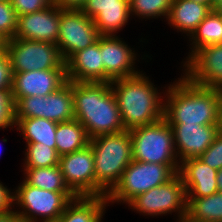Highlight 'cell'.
Returning <instances> with one entry per match:
<instances>
[{
	"label": "cell",
	"instance_id": "1",
	"mask_svg": "<svg viewBox=\"0 0 222 222\" xmlns=\"http://www.w3.org/2000/svg\"><path fill=\"white\" fill-rule=\"evenodd\" d=\"M74 118L89 139L125 131L114 92L108 82H72Z\"/></svg>",
	"mask_w": 222,
	"mask_h": 222
},
{
	"label": "cell",
	"instance_id": "2",
	"mask_svg": "<svg viewBox=\"0 0 222 222\" xmlns=\"http://www.w3.org/2000/svg\"><path fill=\"white\" fill-rule=\"evenodd\" d=\"M165 93L164 119L168 124L218 125L219 89L196 85L183 75Z\"/></svg>",
	"mask_w": 222,
	"mask_h": 222
},
{
	"label": "cell",
	"instance_id": "3",
	"mask_svg": "<svg viewBox=\"0 0 222 222\" xmlns=\"http://www.w3.org/2000/svg\"><path fill=\"white\" fill-rule=\"evenodd\" d=\"M126 131L150 125L164 118V101L157 87L142 71L110 82Z\"/></svg>",
	"mask_w": 222,
	"mask_h": 222
},
{
	"label": "cell",
	"instance_id": "4",
	"mask_svg": "<svg viewBox=\"0 0 222 222\" xmlns=\"http://www.w3.org/2000/svg\"><path fill=\"white\" fill-rule=\"evenodd\" d=\"M89 145L94 155L96 196H107L133 160L130 132L100 135L90 139Z\"/></svg>",
	"mask_w": 222,
	"mask_h": 222
},
{
	"label": "cell",
	"instance_id": "5",
	"mask_svg": "<svg viewBox=\"0 0 222 222\" xmlns=\"http://www.w3.org/2000/svg\"><path fill=\"white\" fill-rule=\"evenodd\" d=\"M129 132L133 160L168 165L175 173H179L180 162L174 146L173 131L164 118Z\"/></svg>",
	"mask_w": 222,
	"mask_h": 222
},
{
	"label": "cell",
	"instance_id": "6",
	"mask_svg": "<svg viewBox=\"0 0 222 222\" xmlns=\"http://www.w3.org/2000/svg\"><path fill=\"white\" fill-rule=\"evenodd\" d=\"M13 192V204L18 205L16 213L24 222L57 221L67 205L77 196L73 192H55L28 184L24 179ZM39 216V218H38Z\"/></svg>",
	"mask_w": 222,
	"mask_h": 222
},
{
	"label": "cell",
	"instance_id": "7",
	"mask_svg": "<svg viewBox=\"0 0 222 222\" xmlns=\"http://www.w3.org/2000/svg\"><path fill=\"white\" fill-rule=\"evenodd\" d=\"M175 174L168 165L132 160L120 181L107 195L108 204H128L137 195L166 183Z\"/></svg>",
	"mask_w": 222,
	"mask_h": 222
},
{
	"label": "cell",
	"instance_id": "8",
	"mask_svg": "<svg viewBox=\"0 0 222 222\" xmlns=\"http://www.w3.org/2000/svg\"><path fill=\"white\" fill-rule=\"evenodd\" d=\"M128 207L150 216H160L176 212L178 219L187 214V193L179 173L166 183L137 195ZM132 207V208H131Z\"/></svg>",
	"mask_w": 222,
	"mask_h": 222
},
{
	"label": "cell",
	"instance_id": "9",
	"mask_svg": "<svg viewBox=\"0 0 222 222\" xmlns=\"http://www.w3.org/2000/svg\"><path fill=\"white\" fill-rule=\"evenodd\" d=\"M12 72L66 69L58 46L49 42L11 38L6 40Z\"/></svg>",
	"mask_w": 222,
	"mask_h": 222
},
{
	"label": "cell",
	"instance_id": "10",
	"mask_svg": "<svg viewBox=\"0 0 222 222\" xmlns=\"http://www.w3.org/2000/svg\"><path fill=\"white\" fill-rule=\"evenodd\" d=\"M14 118H45L56 123L74 119L72 82L47 96H28L14 103Z\"/></svg>",
	"mask_w": 222,
	"mask_h": 222
},
{
	"label": "cell",
	"instance_id": "11",
	"mask_svg": "<svg viewBox=\"0 0 222 222\" xmlns=\"http://www.w3.org/2000/svg\"><path fill=\"white\" fill-rule=\"evenodd\" d=\"M100 36L93 19L81 10L60 8V28L56 45L64 62L76 52L97 42Z\"/></svg>",
	"mask_w": 222,
	"mask_h": 222
},
{
	"label": "cell",
	"instance_id": "12",
	"mask_svg": "<svg viewBox=\"0 0 222 222\" xmlns=\"http://www.w3.org/2000/svg\"><path fill=\"white\" fill-rule=\"evenodd\" d=\"M58 165L64 181L76 196H96L94 155L90 145L60 156Z\"/></svg>",
	"mask_w": 222,
	"mask_h": 222
},
{
	"label": "cell",
	"instance_id": "13",
	"mask_svg": "<svg viewBox=\"0 0 222 222\" xmlns=\"http://www.w3.org/2000/svg\"><path fill=\"white\" fill-rule=\"evenodd\" d=\"M184 76L192 83L222 88V44H212L199 49L184 65Z\"/></svg>",
	"mask_w": 222,
	"mask_h": 222
},
{
	"label": "cell",
	"instance_id": "14",
	"mask_svg": "<svg viewBox=\"0 0 222 222\" xmlns=\"http://www.w3.org/2000/svg\"><path fill=\"white\" fill-rule=\"evenodd\" d=\"M66 69L12 72L13 103L28 96H47L67 82Z\"/></svg>",
	"mask_w": 222,
	"mask_h": 222
},
{
	"label": "cell",
	"instance_id": "15",
	"mask_svg": "<svg viewBox=\"0 0 222 222\" xmlns=\"http://www.w3.org/2000/svg\"><path fill=\"white\" fill-rule=\"evenodd\" d=\"M116 35L100 36V53L104 65V82L110 83L117 78L131 77L140 73L134 64L137 59L135 50Z\"/></svg>",
	"mask_w": 222,
	"mask_h": 222
},
{
	"label": "cell",
	"instance_id": "16",
	"mask_svg": "<svg viewBox=\"0 0 222 222\" xmlns=\"http://www.w3.org/2000/svg\"><path fill=\"white\" fill-rule=\"evenodd\" d=\"M59 28L60 8L53 3L46 9L18 16L14 38L56 44Z\"/></svg>",
	"mask_w": 222,
	"mask_h": 222
},
{
	"label": "cell",
	"instance_id": "17",
	"mask_svg": "<svg viewBox=\"0 0 222 222\" xmlns=\"http://www.w3.org/2000/svg\"><path fill=\"white\" fill-rule=\"evenodd\" d=\"M80 10L93 19L101 36L116 35L131 16L129 0H86Z\"/></svg>",
	"mask_w": 222,
	"mask_h": 222
},
{
	"label": "cell",
	"instance_id": "18",
	"mask_svg": "<svg viewBox=\"0 0 222 222\" xmlns=\"http://www.w3.org/2000/svg\"><path fill=\"white\" fill-rule=\"evenodd\" d=\"M173 131L174 146L179 162L199 158L213 143L218 125L169 124Z\"/></svg>",
	"mask_w": 222,
	"mask_h": 222
},
{
	"label": "cell",
	"instance_id": "19",
	"mask_svg": "<svg viewBox=\"0 0 222 222\" xmlns=\"http://www.w3.org/2000/svg\"><path fill=\"white\" fill-rule=\"evenodd\" d=\"M218 170L206 165L199 158H189L180 163L179 174L182 177L187 198H202L218 192Z\"/></svg>",
	"mask_w": 222,
	"mask_h": 222
},
{
	"label": "cell",
	"instance_id": "20",
	"mask_svg": "<svg viewBox=\"0 0 222 222\" xmlns=\"http://www.w3.org/2000/svg\"><path fill=\"white\" fill-rule=\"evenodd\" d=\"M67 80L71 82H104V65L97 42L73 54L66 62Z\"/></svg>",
	"mask_w": 222,
	"mask_h": 222
},
{
	"label": "cell",
	"instance_id": "21",
	"mask_svg": "<svg viewBox=\"0 0 222 222\" xmlns=\"http://www.w3.org/2000/svg\"><path fill=\"white\" fill-rule=\"evenodd\" d=\"M210 11L208 6L191 0H173L167 21L175 30L190 38Z\"/></svg>",
	"mask_w": 222,
	"mask_h": 222
},
{
	"label": "cell",
	"instance_id": "22",
	"mask_svg": "<svg viewBox=\"0 0 222 222\" xmlns=\"http://www.w3.org/2000/svg\"><path fill=\"white\" fill-rule=\"evenodd\" d=\"M107 196H77L56 222H102Z\"/></svg>",
	"mask_w": 222,
	"mask_h": 222
},
{
	"label": "cell",
	"instance_id": "23",
	"mask_svg": "<svg viewBox=\"0 0 222 222\" xmlns=\"http://www.w3.org/2000/svg\"><path fill=\"white\" fill-rule=\"evenodd\" d=\"M55 137L56 150L60 156L85 148L90 140L84 126L75 118L58 123Z\"/></svg>",
	"mask_w": 222,
	"mask_h": 222
},
{
	"label": "cell",
	"instance_id": "24",
	"mask_svg": "<svg viewBox=\"0 0 222 222\" xmlns=\"http://www.w3.org/2000/svg\"><path fill=\"white\" fill-rule=\"evenodd\" d=\"M15 127L26 142H38L51 145L56 150V128L54 121L45 118H14Z\"/></svg>",
	"mask_w": 222,
	"mask_h": 222
},
{
	"label": "cell",
	"instance_id": "25",
	"mask_svg": "<svg viewBox=\"0 0 222 222\" xmlns=\"http://www.w3.org/2000/svg\"><path fill=\"white\" fill-rule=\"evenodd\" d=\"M192 41L185 64L199 49L212 44H222V15L211 10L190 36Z\"/></svg>",
	"mask_w": 222,
	"mask_h": 222
},
{
	"label": "cell",
	"instance_id": "26",
	"mask_svg": "<svg viewBox=\"0 0 222 222\" xmlns=\"http://www.w3.org/2000/svg\"><path fill=\"white\" fill-rule=\"evenodd\" d=\"M187 216L198 222H222V192L187 198Z\"/></svg>",
	"mask_w": 222,
	"mask_h": 222
},
{
	"label": "cell",
	"instance_id": "27",
	"mask_svg": "<svg viewBox=\"0 0 222 222\" xmlns=\"http://www.w3.org/2000/svg\"><path fill=\"white\" fill-rule=\"evenodd\" d=\"M24 180L37 188L55 192H72L64 181L59 165L24 168Z\"/></svg>",
	"mask_w": 222,
	"mask_h": 222
},
{
	"label": "cell",
	"instance_id": "28",
	"mask_svg": "<svg viewBox=\"0 0 222 222\" xmlns=\"http://www.w3.org/2000/svg\"><path fill=\"white\" fill-rule=\"evenodd\" d=\"M25 168H40L56 166L59 163L60 155L51 145L38 142H26Z\"/></svg>",
	"mask_w": 222,
	"mask_h": 222
},
{
	"label": "cell",
	"instance_id": "29",
	"mask_svg": "<svg viewBox=\"0 0 222 222\" xmlns=\"http://www.w3.org/2000/svg\"><path fill=\"white\" fill-rule=\"evenodd\" d=\"M173 0H129L130 15L144 18H158L164 16L166 19Z\"/></svg>",
	"mask_w": 222,
	"mask_h": 222
},
{
	"label": "cell",
	"instance_id": "30",
	"mask_svg": "<svg viewBox=\"0 0 222 222\" xmlns=\"http://www.w3.org/2000/svg\"><path fill=\"white\" fill-rule=\"evenodd\" d=\"M18 16L10 1H0V35L6 40L14 38Z\"/></svg>",
	"mask_w": 222,
	"mask_h": 222
},
{
	"label": "cell",
	"instance_id": "31",
	"mask_svg": "<svg viewBox=\"0 0 222 222\" xmlns=\"http://www.w3.org/2000/svg\"><path fill=\"white\" fill-rule=\"evenodd\" d=\"M14 103L11 90H0V129L14 128Z\"/></svg>",
	"mask_w": 222,
	"mask_h": 222
},
{
	"label": "cell",
	"instance_id": "32",
	"mask_svg": "<svg viewBox=\"0 0 222 222\" xmlns=\"http://www.w3.org/2000/svg\"><path fill=\"white\" fill-rule=\"evenodd\" d=\"M206 165L215 170L222 168V132L219 131L213 143L199 157Z\"/></svg>",
	"mask_w": 222,
	"mask_h": 222
},
{
	"label": "cell",
	"instance_id": "33",
	"mask_svg": "<svg viewBox=\"0 0 222 222\" xmlns=\"http://www.w3.org/2000/svg\"><path fill=\"white\" fill-rule=\"evenodd\" d=\"M10 2L17 16L40 11L53 4V0H10Z\"/></svg>",
	"mask_w": 222,
	"mask_h": 222
},
{
	"label": "cell",
	"instance_id": "34",
	"mask_svg": "<svg viewBox=\"0 0 222 222\" xmlns=\"http://www.w3.org/2000/svg\"><path fill=\"white\" fill-rule=\"evenodd\" d=\"M12 70L6 49L0 52V90H11Z\"/></svg>",
	"mask_w": 222,
	"mask_h": 222
},
{
	"label": "cell",
	"instance_id": "35",
	"mask_svg": "<svg viewBox=\"0 0 222 222\" xmlns=\"http://www.w3.org/2000/svg\"><path fill=\"white\" fill-rule=\"evenodd\" d=\"M13 207V192L0 182V213L9 211Z\"/></svg>",
	"mask_w": 222,
	"mask_h": 222
},
{
	"label": "cell",
	"instance_id": "36",
	"mask_svg": "<svg viewBox=\"0 0 222 222\" xmlns=\"http://www.w3.org/2000/svg\"><path fill=\"white\" fill-rule=\"evenodd\" d=\"M86 0H53V3L61 9H77L80 10Z\"/></svg>",
	"mask_w": 222,
	"mask_h": 222
},
{
	"label": "cell",
	"instance_id": "37",
	"mask_svg": "<svg viewBox=\"0 0 222 222\" xmlns=\"http://www.w3.org/2000/svg\"><path fill=\"white\" fill-rule=\"evenodd\" d=\"M13 209L0 213V222H24Z\"/></svg>",
	"mask_w": 222,
	"mask_h": 222
},
{
	"label": "cell",
	"instance_id": "38",
	"mask_svg": "<svg viewBox=\"0 0 222 222\" xmlns=\"http://www.w3.org/2000/svg\"><path fill=\"white\" fill-rule=\"evenodd\" d=\"M220 92V104H219V120L218 129L222 132V88L219 89Z\"/></svg>",
	"mask_w": 222,
	"mask_h": 222
},
{
	"label": "cell",
	"instance_id": "39",
	"mask_svg": "<svg viewBox=\"0 0 222 222\" xmlns=\"http://www.w3.org/2000/svg\"><path fill=\"white\" fill-rule=\"evenodd\" d=\"M217 186H218V192H222V168L217 173Z\"/></svg>",
	"mask_w": 222,
	"mask_h": 222
},
{
	"label": "cell",
	"instance_id": "40",
	"mask_svg": "<svg viewBox=\"0 0 222 222\" xmlns=\"http://www.w3.org/2000/svg\"><path fill=\"white\" fill-rule=\"evenodd\" d=\"M191 1H194L202 5H206L212 10V0H191Z\"/></svg>",
	"mask_w": 222,
	"mask_h": 222
},
{
	"label": "cell",
	"instance_id": "41",
	"mask_svg": "<svg viewBox=\"0 0 222 222\" xmlns=\"http://www.w3.org/2000/svg\"><path fill=\"white\" fill-rule=\"evenodd\" d=\"M6 49V39L0 35V52Z\"/></svg>",
	"mask_w": 222,
	"mask_h": 222
},
{
	"label": "cell",
	"instance_id": "42",
	"mask_svg": "<svg viewBox=\"0 0 222 222\" xmlns=\"http://www.w3.org/2000/svg\"><path fill=\"white\" fill-rule=\"evenodd\" d=\"M178 222H198V221H194L193 219H191L189 216L185 215L183 217H180Z\"/></svg>",
	"mask_w": 222,
	"mask_h": 222
},
{
	"label": "cell",
	"instance_id": "43",
	"mask_svg": "<svg viewBox=\"0 0 222 222\" xmlns=\"http://www.w3.org/2000/svg\"><path fill=\"white\" fill-rule=\"evenodd\" d=\"M221 2L222 0H212V10H215V7Z\"/></svg>",
	"mask_w": 222,
	"mask_h": 222
},
{
	"label": "cell",
	"instance_id": "44",
	"mask_svg": "<svg viewBox=\"0 0 222 222\" xmlns=\"http://www.w3.org/2000/svg\"><path fill=\"white\" fill-rule=\"evenodd\" d=\"M215 10L222 15V2L215 7Z\"/></svg>",
	"mask_w": 222,
	"mask_h": 222
}]
</instances>
